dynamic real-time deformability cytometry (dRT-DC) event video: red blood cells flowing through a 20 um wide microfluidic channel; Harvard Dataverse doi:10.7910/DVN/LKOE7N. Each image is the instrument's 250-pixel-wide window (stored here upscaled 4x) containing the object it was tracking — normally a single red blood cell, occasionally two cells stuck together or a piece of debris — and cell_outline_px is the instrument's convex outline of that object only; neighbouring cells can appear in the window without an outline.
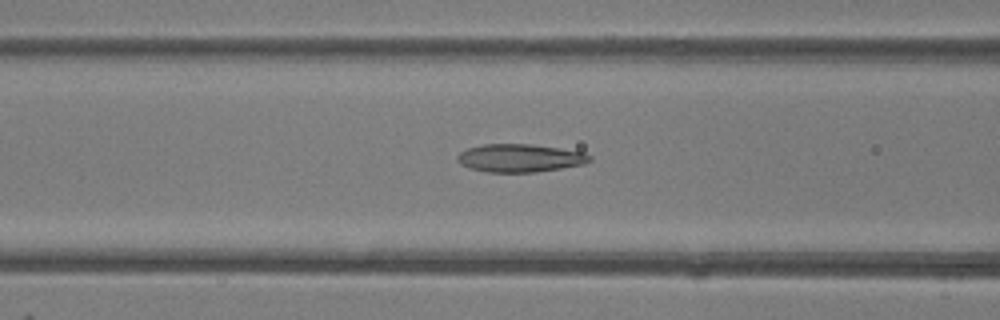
{"species": "common noctule bat (a hibernating species)", "species_latin": "Nyctalus noctula", "temperature_condition": "room temperature", "stored_images_in_passage": 47, "camera_frame_rate_fps": 3000, "um_per_image_px": 0.085, "animal": {"sex": "female"}, "frame": {"image": 1, "passage_image": 18, "time_ms": 5.667, "image_size_px": [1000, 320], "cell_outline_px": [[592, 160], [584, 164], [536, 172], [488, 172], [468, 168], [460, 164], [456, 160], [456, 156], [460, 152], [468, 148], [484, 144], [532, 144], [560, 148], [584, 152], [592, 156]], "centroid_in_image_um": [44.18, 13.43], "position_along_channel_um": 122.4, "area_um2": 21.73}}
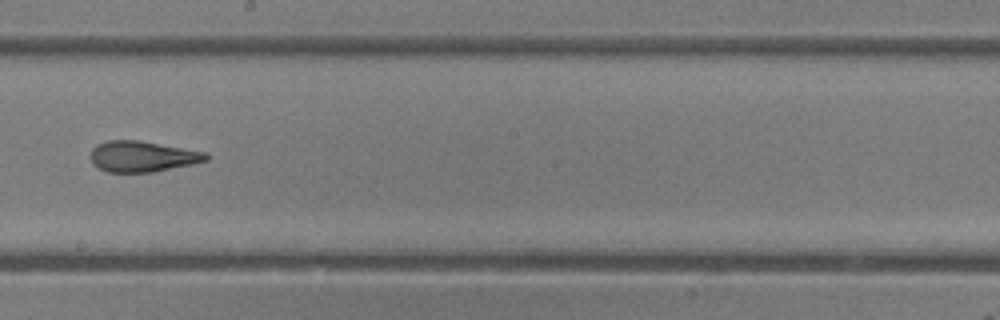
{"frame": {"image": 2, "passage_image": 26, "time_ms": 8.333, "image_size_px": [1000, 320], "cell_outline_px": [[208, 160], [192, 164], [152, 172], [108, 172], [92, 164], [88, 156], [92, 148], [96, 144], [108, 140], [140, 140], [208, 152]], "centroid_in_image_um": [12.07, 13.28], "position_along_channel_um": 236.1, "area_um2": 20.98}}
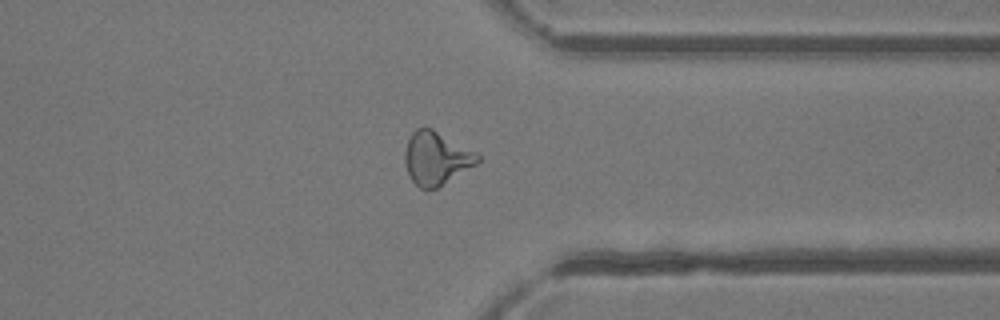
{"frame": {"image": 3, "passage_image": 36, "time_ms": 11.667, "image_size_px": [1000, 320], "cell_outline_px": [[480, 160], [476, 164], [436, 188], [420, 188], [412, 180], [408, 172], [404, 160], [404, 152], [408, 140], [412, 132], [416, 128], [424, 124], [432, 128], [476, 152], [480, 156]], "centroid_in_image_um": [37.06, 13.4], "position_along_channel_um": 374.3, "area_um2": 22.37}, "authors_computed_cell_mechanics": {"area_um2": 21.9062, "velocity_mm_per_s": 4.2519, "shape_relaxation_time_tau1_ms": null, "shape_relaxation_time_tau2_ms": 2.1651, "deformation_change_tau1": null, "deformation_change_tau2": 0.1173}}